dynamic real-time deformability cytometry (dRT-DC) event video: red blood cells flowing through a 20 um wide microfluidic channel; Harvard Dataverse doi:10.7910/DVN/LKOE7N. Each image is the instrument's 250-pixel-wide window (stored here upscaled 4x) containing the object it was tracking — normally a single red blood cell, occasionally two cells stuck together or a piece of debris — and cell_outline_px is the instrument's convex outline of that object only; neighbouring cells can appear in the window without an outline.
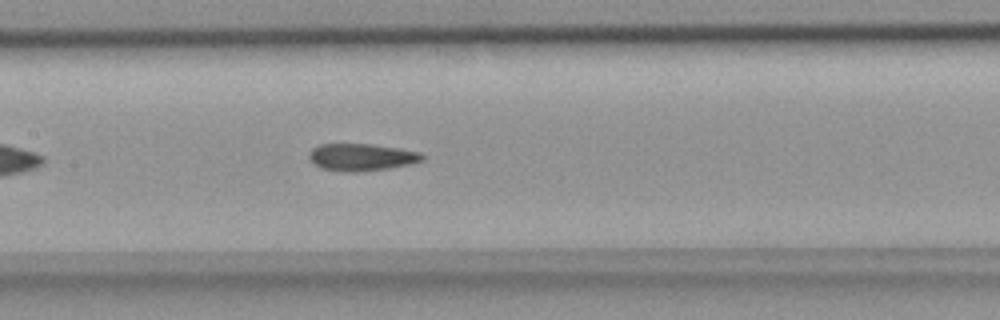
{"species": "common noctule bat (a hibernating species)", "species_latin": "Nyctalus noctula", "temperature_condition": "room temperature", "stored_images_in_passage": 36, "camera_frame_rate_fps": 3000, "um_per_image_px": 0.085, "animal": {"sex": "female", "body_mass_g": 18.4}, "frame": {"image": 1, "passage_image": 13, "time_ms": 4.0, "image_size_px": [1000, 320], "cell_outline_px": [[424, 160], [408, 164], [388, 168], [356, 172], [348, 172], [320, 168], [308, 156], [308, 152], [312, 148], [320, 144], [372, 144], [420, 152], [424, 156]], "centroid_in_image_um": [30.7, 13.35], "position_along_channel_um": 176.7, "area_um2": 17.74}}
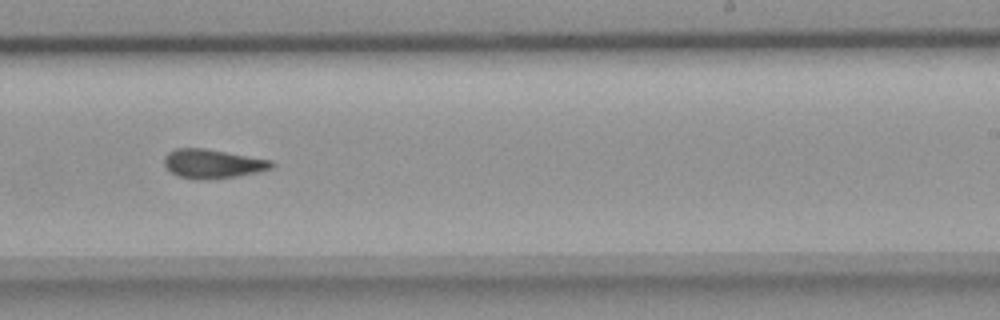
{"frame": {"image": 2, "passage_image": 20, "time_ms": 6.333, "image_size_px": [1000, 320], "cell_outline_px": [[276, 164], [272, 168], [256, 172], [236, 176], [200, 180], [176, 176], [164, 164], [164, 156], [168, 152], [176, 148], [204, 148], [272, 160]], "centroid_in_image_um": [18.06, 13.91], "position_along_channel_um": 270.9, "area_um2": 18.09}}
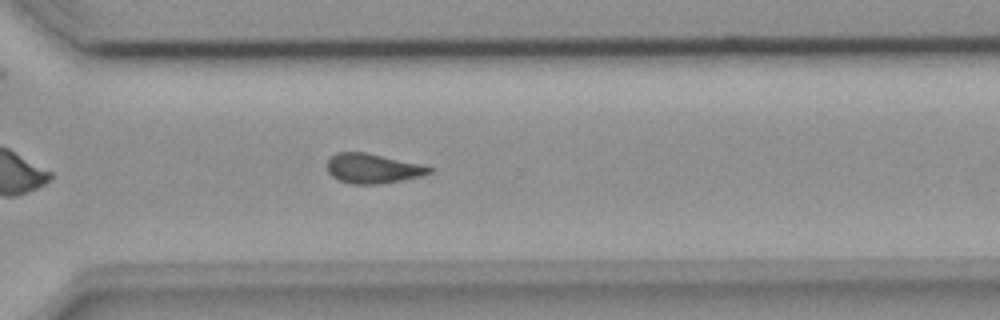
{"frame": {"image": 3, "passage_image": 25, "time_ms": 8.0, "image_size_px": [1000, 320], "cell_outline_px": [[436, 168], [432, 172], [420, 176], [380, 184], [352, 184], [340, 180], [332, 176], [328, 172], [328, 160], [336, 152], [364, 152], [428, 164]], "centroid_in_image_um": [31.77, 14.3], "position_along_channel_um": 338.8, "area_um2": 17.92}}